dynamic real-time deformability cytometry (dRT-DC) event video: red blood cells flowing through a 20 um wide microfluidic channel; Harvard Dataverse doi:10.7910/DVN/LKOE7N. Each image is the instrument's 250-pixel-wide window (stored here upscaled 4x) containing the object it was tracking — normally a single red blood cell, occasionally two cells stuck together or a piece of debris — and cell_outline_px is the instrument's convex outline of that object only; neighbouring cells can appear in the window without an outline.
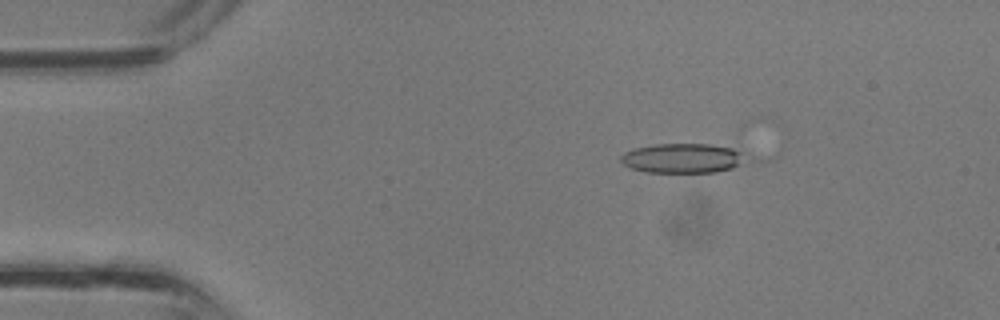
{"species": "common noctule bat (a hibernating species)", "species_latin": "Nyctalus noctula", "temperature_condition": "room temperature", "stored_images_in_passage": 9, "camera_frame_rate_fps": 3000, "um_per_image_px": 0.085, "animal": {"sex": "male", "body_mass_g": 13.3}, "frame": {"image": 1, "passage_image": 6, "time_ms": 1.667, "image_size_px": [1000, 320], "cell_outline_px": [[780, 152], [772, 160], [716, 172], [648, 172], [632, 168], [624, 164], [620, 160], [620, 156], [624, 152], [632, 148], [652, 144], [708, 144], [780, 148]], "centroid_in_image_um": [59.08, 13.38], "position_along_channel_um": 25.9, "area_um2": 26.18}}